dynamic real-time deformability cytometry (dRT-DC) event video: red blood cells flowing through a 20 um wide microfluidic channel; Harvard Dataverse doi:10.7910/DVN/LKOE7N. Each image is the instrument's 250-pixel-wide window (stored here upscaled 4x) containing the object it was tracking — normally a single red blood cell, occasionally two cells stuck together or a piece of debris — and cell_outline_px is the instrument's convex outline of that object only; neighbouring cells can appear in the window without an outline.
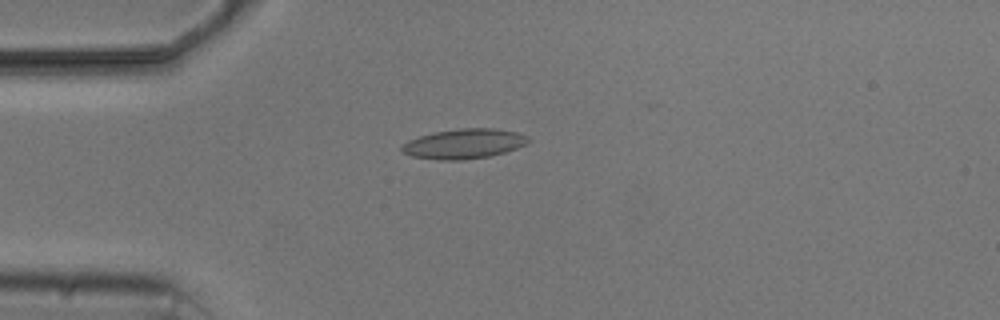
{"species": "common noctule bat (a hibernating species)", "species_latin": "Nyctalus noctula", "temperature_condition": "cold", "stored_images_in_passage": 9, "camera_frame_rate_fps": 3000, "um_per_image_px": 0.085, "animal": {"sex": "male", "body_mass_g": 20.5, "forearm_length_mm": 52.5}, "frame": {"image": 1, "passage_image": 4, "time_ms": 3.667, "image_size_px": [1000, 320], "cell_outline_px": [[532, 140], [516, 148], [504, 152], [488, 156], [460, 160], [440, 160], [412, 156], [404, 152], [400, 148], [408, 140], [432, 132], [460, 128], [496, 128], [516, 132], [528, 136]], "centroid_in_image_um": [39.44, 12.21], "position_along_channel_um": 45.6, "area_um2": 21.85}}
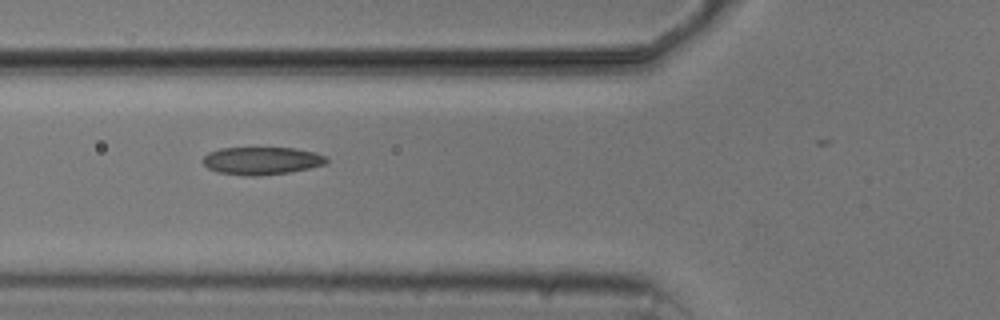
{"frame": {"image": 2, "passage_image": 6, "time_ms": 5.667, "image_size_px": [1000, 320], "cell_outline_px": [[328, 164], [288, 172], [260, 176], [244, 176], [216, 172], [208, 168], [200, 160], [208, 152], [220, 148], [296, 148], [316, 152], [328, 156]], "centroid_in_image_um": [22.25, 13.66], "position_along_channel_um": 103.6, "area_um2": 20.29}}
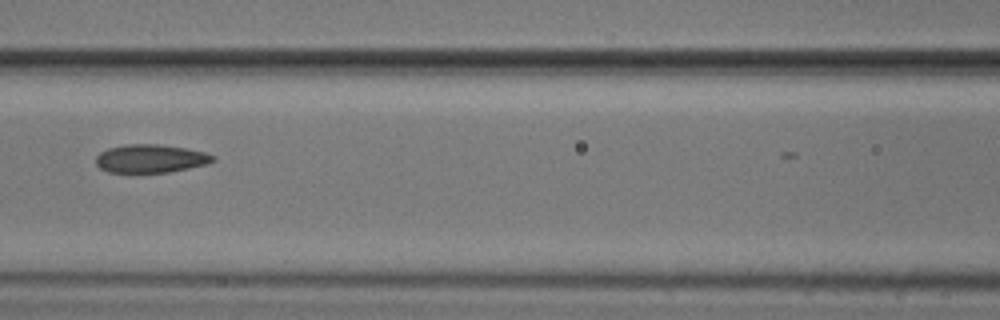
{"frame": {"image": 3, "passage_image": 7, "time_ms": 7.0, "image_size_px": [1000, 320], "cell_outline_px": [[216, 160], [208, 164], [168, 172], [108, 172], [100, 168], [96, 164], [96, 156], [100, 152], [108, 148], [124, 144], [160, 144], [184, 148], [204, 152], [216, 156]], "centroid_in_image_um": [12.8, 13.47], "position_along_channel_um": 153.8, "area_um2": 19.31}}